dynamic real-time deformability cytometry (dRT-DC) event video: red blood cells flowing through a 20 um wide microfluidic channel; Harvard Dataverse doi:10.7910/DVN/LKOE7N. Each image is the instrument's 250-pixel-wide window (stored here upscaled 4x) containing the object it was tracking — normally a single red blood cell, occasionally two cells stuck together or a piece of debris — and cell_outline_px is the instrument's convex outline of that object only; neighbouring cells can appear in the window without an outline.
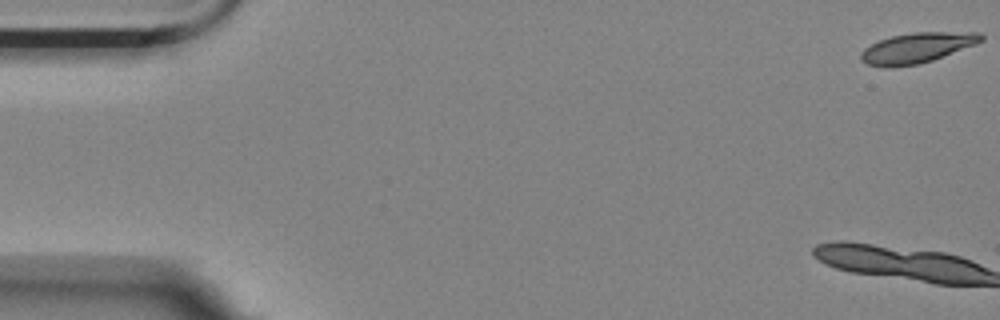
{"species": "Egyptian fruit bat (a non-hibernating species)", "species_latin": "Rousettus aegyptiacus", "temperature_condition": "room temperature", "stored_images_in_passage": 12, "camera_frame_rate_fps": 3000, "um_per_image_px": 0.085, "animal": {"sex": "female"}, "frame": {"image": 1, "passage_image": 1, "time_ms": 0.0, "image_size_px": [1000, 320], "cell_outline_px": [[984, 40], [976, 44], [932, 60], [920, 64], [884, 68], [868, 64], [860, 60], [860, 52], [864, 48], [880, 40], [892, 36], [916, 32], [980, 32], [984, 36]], "centroid_in_image_um": [77.94, 4.07], "position_along_channel_um": 7.1, "area_um2": 21.21}}